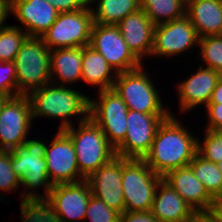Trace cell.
<instances>
[{
  "label": "cell",
  "mask_w": 222,
  "mask_h": 222,
  "mask_svg": "<svg viewBox=\"0 0 222 222\" xmlns=\"http://www.w3.org/2000/svg\"><path fill=\"white\" fill-rule=\"evenodd\" d=\"M46 148L47 141L39 136L29 138L24 144L10 150L13 171L21 179L22 188L24 187L19 195L21 222H27L53 187L47 174ZM40 188L44 189V194H40Z\"/></svg>",
  "instance_id": "6da1fadb"
},
{
  "label": "cell",
  "mask_w": 222,
  "mask_h": 222,
  "mask_svg": "<svg viewBox=\"0 0 222 222\" xmlns=\"http://www.w3.org/2000/svg\"><path fill=\"white\" fill-rule=\"evenodd\" d=\"M179 118L172 114L164 119L157 129L149 152L143 158L162 177L171 170L188 166L197 154L198 136H194Z\"/></svg>",
  "instance_id": "7a4b0ae2"
},
{
  "label": "cell",
  "mask_w": 222,
  "mask_h": 222,
  "mask_svg": "<svg viewBox=\"0 0 222 222\" xmlns=\"http://www.w3.org/2000/svg\"><path fill=\"white\" fill-rule=\"evenodd\" d=\"M84 91L49 83L30 92L27 96L31 104L32 120L59 119L61 122L57 130L75 125V119L77 124L84 122L89 118L90 107V96ZM74 116L77 118L74 119Z\"/></svg>",
  "instance_id": "3957f363"
},
{
  "label": "cell",
  "mask_w": 222,
  "mask_h": 222,
  "mask_svg": "<svg viewBox=\"0 0 222 222\" xmlns=\"http://www.w3.org/2000/svg\"><path fill=\"white\" fill-rule=\"evenodd\" d=\"M91 195L86 179L55 184L27 222H84Z\"/></svg>",
  "instance_id": "277c9868"
},
{
  "label": "cell",
  "mask_w": 222,
  "mask_h": 222,
  "mask_svg": "<svg viewBox=\"0 0 222 222\" xmlns=\"http://www.w3.org/2000/svg\"><path fill=\"white\" fill-rule=\"evenodd\" d=\"M143 64L135 70L117 73L113 90L122 98L128 109L142 113H170L163 102L162 94L156 87L158 84Z\"/></svg>",
  "instance_id": "5b68a950"
},
{
  "label": "cell",
  "mask_w": 222,
  "mask_h": 222,
  "mask_svg": "<svg viewBox=\"0 0 222 222\" xmlns=\"http://www.w3.org/2000/svg\"><path fill=\"white\" fill-rule=\"evenodd\" d=\"M71 138L80 174L87 179L116 156L102 129L89 117L64 130Z\"/></svg>",
  "instance_id": "8992f818"
},
{
  "label": "cell",
  "mask_w": 222,
  "mask_h": 222,
  "mask_svg": "<svg viewBox=\"0 0 222 222\" xmlns=\"http://www.w3.org/2000/svg\"><path fill=\"white\" fill-rule=\"evenodd\" d=\"M50 52L42 37L28 36L15 56L18 95L30 92L51 83Z\"/></svg>",
  "instance_id": "52a82bcc"
},
{
  "label": "cell",
  "mask_w": 222,
  "mask_h": 222,
  "mask_svg": "<svg viewBox=\"0 0 222 222\" xmlns=\"http://www.w3.org/2000/svg\"><path fill=\"white\" fill-rule=\"evenodd\" d=\"M163 177L156 174L143 159H127L122 164L124 211H148Z\"/></svg>",
  "instance_id": "ba28073f"
},
{
  "label": "cell",
  "mask_w": 222,
  "mask_h": 222,
  "mask_svg": "<svg viewBox=\"0 0 222 222\" xmlns=\"http://www.w3.org/2000/svg\"><path fill=\"white\" fill-rule=\"evenodd\" d=\"M97 92V99L90 97L89 117L102 129L109 144L116 150L127 133L128 107L112 88Z\"/></svg>",
  "instance_id": "9c48e42d"
},
{
  "label": "cell",
  "mask_w": 222,
  "mask_h": 222,
  "mask_svg": "<svg viewBox=\"0 0 222 222\" xmlns=\"http://www.w3.org/2000/svg\"><path fill=\"white\" fill-rule=\"evenodd\" d=\"M94 24L89 4L73 12L59 13L56 21L41 36L50 49L84 47L90 44Z\"/></svg>",
  "instance_id": "30bf717a"
},
{
  "label": "cell",
  "mask_w": 222,
  "mask_h": 222,
  "mask_svg": "<svg viewBox=\"0 0 222 222\" xmlns=\"http://www.w3.org/2000/svg\"><path fill=\"white\" fill-rule=\"evenodd\" d=\"M199 36L193 27L188 16L174 19L170 22L155 25L153 48L150 59L174 58L180 55H188V51L192 52L198 48ZM196 47V48H195Z\"/></svg>",
  "instance_id": "8fae6325"
},
{
  "label": "cell",
  "mask_w": 222,
  "mask_h": 222,
  "mask_svg": "<svg viewBox=\"0 0 222 222\" xmlns=\"http://www.w3.org/2000/svg\"><path fill=\"white\" fill-rule=\"evenodd\" d=\"M170 113H142L128 109L127 133L115 150L117 156L143 159L149 152L160 124Z\"/></svg>",
  "instance_id": "7c38bea8"
},
{
  "label": "cell",
  "mask_w": 222,
  "mask_h": 222,
  "mask_svg": "<svg viewBox=\"0 0 222 222\" xmlns=\"http://www.w3.org/2000/svg\"><path fill=\"white\" fill-rule=\"evenodd\" d=\"M89 46L100 53L116 73L135 70L143 65L128 48L117 25L94 23Z\"/></svg>",
  "instance_id": "4fadbf2b"
},
{
  "label": "cell",
  "mask_w": 222,
  "mask_h": 222,
  "mask_svg": "<svg viewBox=\"0 0 222 222\" xmlns=\"http://www.w3.org/2000/svg\"><path fill=\"white\" fill-rule=\"evenodd\" d=\"M33 124L28 96L10 97L0 114V150L10 151L15 146L24 144Z\"/></svg>",
  "instance_id": "5bb4252c"
},
{
  "label": "cell",
  "mask_w": 222,
  "mask_h": 222,
  "mask_svg": "<svg viewBox=\"0 0 222 222\" xmlns=\"http://www.w3.org/2000/svg\"><path fill=\"white\" fill-rule=\"evenodd\" d=\"M45 160L47 174L52 185L85 180L77 165L72 140L64 130H57L52 140H47Z\"/></svg>",
  "instance_id": "9a60e30c"
},
{
  "label": "cell",
  "mask_w": 222,
  "mask_h": 222,
  "mask_svg": "<svg viewBox=\"0 0 222 222\" xmlns=\"http://www.w3.org/2000/svg\"><path fill=\"white\" fill-rule=\"evenodd\" d=\"M186 79L179 81L176 84L175 90L177 100L179 103L178 110L180 114H187L188 112L195 111L196 107L204 108L209 104L213 90L215 89L216 83L222 74L219 71L213 70L201 66L198 63V68L188 75Z\"/></svg>",
  "instance_id": "2e32d148"
},
{
  "label": "cell",
  "mask_w": 222,
  "mask_h": 222,
  "mask_svg": "<svg viewBox=\"0 0 222 222\" xmlns=\"http://www.w3.org/2000/svg\"><path fill=\"white\" fill-rule=\"evenodd\" d=\"M127 159L116 155L86 179L90 185L92 195L101 199L107 206L120 214L124 212L125 207L122 188V164Z\"/></svg>",
  "instance_id": "e0dca14e"
},
{
  "label": "cell",
  "mask_w": 222,
  "mask_h": 222,
  "mask_svg": "<svg viewBox=\"0 0 222 222\" xmlns=\"http://www.w3.org/2000/svg\"><path fill=\"white\" fill-rule=\"evenodd\" d=\"M10 15L28 36L41 37L56 21L59 12L45 0H10Z\"/></svg>",
  "instance_id": "ac0fdd59"
},
{
  "label": "cell",
  "mask_w": 222,
  "mask_h": 222,
  "mask_svg": "<svg viewBox=\"0 0 222 222\" xmlns=\"http://www.w3.org/2000/svg\"><path fill=\"white\" fill-rule=\"evenodd\" d=\"M117 26L128 48L144 64L145 58L151 56L155 24L140 8L127 15Z\"/></svg>",
  "instance_id": "d6986e66"
},
{
  "label": "cell",
  "mask_w": 222,
  "mask_h": 222,
  "mask_svg": "<svg viewBox=\"0 0 222 222\" xmlns=\"http://www.w3.org/2000/svg\"><path fill=\"white\" fill-rule=\"evenodd\" d=\"M163 180L168 183L194 211H209L214 199L202 182L194 175L191 167L185 166L169 171Z\"/></svg>",
  "instance_id": "ffe728a7"
},
{
  "label": "cell",
  "mask_w": 222,
  "mask_h": 222,
  "mask_svg": "<svg viewBox=\"0 0 222 222\" xmlns=\"http://www.w3.org/2000/svg\"><path fill=\"white\" fill-rule=\"evenodd\" d=\"M82 59L83 47L51 50L49 62L51 83L75 87L81 82Z\"/></svg>",
  "instance_id": "44dd1931"
},
{
  "label": "cell",
  "mask_w": 222,
  "mask_h": 222,
  "mask_svg": "<svg viewBox=\"0 0 222 222\" xmlns=\"http://www.w3.org/2000/svg\"><path fill=\"white\" fill-rule=\"evenodd\" d=\"M151 212L160 222H182L195 211L164 180L157 187Z\"/></svg>",
  "instance_id": "7402d4cb"
},
{
  "label": "cell",
  "mask_w": 222,
  "mask_h": 222,
  "mask_svg": "<svg viewBox=\"0 0 222 222\" xmlns=\"http://www.w3.org/2000/svg\"><path fill=\"white\" fill-rule=\"evenodd\" d=\"M186 15L199 38L222 35V0H198L186 6Z\"/></svg>",
  "instance_id": "603a6c76"
},
{
  "label": "cell",
  "mask_w": 222,
  "mask_h": 222,
  "mask_svg": "<svg viewBox=\"0 0 222 222\" xmlns=\"http://www.w3.org/2000/svg\"><path fill=\"white\" fill-rule=\"evenodd\" d=\"M117 73L91 46L83 47L81 81L97 91L113 88ZM97 86V87H96Z\"/></svg>",
  "instance_id": "cb8c5ba5"
},
{
  "label": "cell",
  "mask_w": 222,
  "mask_h": 222,
  "mask_svg": "<svg viewBox=\"0 0 222 222\" xmlns=\"http://www.w3.org/2000/svg\"><path fill=\"white\" fill-rule=\"evenodd\" d=\"M94 23L118 25L127 15L141 8L140 0H90Z\"/></svg>",
  "instance_id": "d4e9b609"
},
{
  "label": "cell",
  "mask_w": 222,
  "mask_h": 222,
  "mask_svg": "<svg viewBox=\"0 0 222 222\" xmlns=\"http://www.w3.org/2000/svg\"><path fill=\"white\" fill-rule=\"evenodd\" d=\"M189 166L213 199L222 198V173L216 163L204 159L197 153Z\"/></svg>",
  "instance_id": "484cf974"
},
{
  "label": "cell",
  "mask_w": 222,
  "mask_h": 222,
  "mask_svg": "<svg viewBox=\"0 0 222 222\" xmlns=\"http://www.w3.org/2000/svg\"><path fill=\"white\" fill-rule=\"evenodd\" d=\"M141 9L155 24L173 21L186 14V5L182 0H140Z\"/></svg>",
  "instance_id": "4316f807"
},
{
  "label": "cell",
  "mask_w": 222,
  "mask_h": 222,
  "mask_svg": "<svg viewBox=\"0 0 222 222\" xmlns=\"http://www.w3.org/2000/svg\"><path fill=\"white\" fill-rule=\"evenodd\" d=\"M28 34L19 26L6 25L0 29V61L13 62Z\"/></svg>",
  "instance_id": "83f0119b"
},
{
  "label": "cell",
  "mask_w": 222,
  "mask_h": 222,
  "mask_svg": "<svg viewBox=\"0 0 222 222\" xmlns=\"http://www.w3.org/2000/svg\"><path fill=\"white\" fill-rule=\"evenodd\" d=\"M197 58L201 66L219 71L222 74V35L199 38Z\"/></svg>",
  "instance_id": "f1b7e54d"
},
{
  "label": "cell",
  "mask_w": 222,
  "mask_h": 222,
  "mask_svg": "<svg viewBox=\"0 0 222 222\" xmlns=\"http://www.w3.org/2000/svg\"><path fill=\"white\" fill-rule=\"evenodd\" d=\"M203 139L198 138L197 153L204 159L218 163L222 160V130L204 129Z\"/></svg>",
  "instance_id": "f546056e"
},
{
  "label": "cell",
  "mask_w": 222,
  "mask_h": 222,
  "mask_svg": "<svg viewBox=\"0 0 222 222\" xmlns=\"http://www.w3.org/2000/svg\"><path fill=\"white\" fill-rule=\"evenodd\" d=\"M20 187L21 179L13 171L10 151L0 150V196L5 198V193H15Z\"/></svg>",
  "instance_id": "4dcf8cb0"
},
{
  "label": "cell",
  "mask_w": 222,
  "mask_h": 222,
  "mask_svg": "<svg viewBox=\"0 0 222 222\" xmlns=\"http://www.w3.org/2000/svg\"><path fill=\"white\" fill-rule=\"evenodd\" d=\"M120 213L107 206L101 199L91 195L86 210L85 221L120 222Z\"/></svg>",
  "instance_id": "1f68e13d"
},
{
  "label": "cell",
  "mask_w": 222,
  "mask_h": 222,
  "mask_svg": "<svg viewBox=\"0 0 222 222\" xmlns=\"http://www.w3.org/2000/svg\"><path fill=\"white\" fill-rule=\"evenodd\" d=\"M0 94L18 96L16 68L14 62L0 61Z\"/></svg>",
  "instance_id": "d6a6232c"
},
{
  "label": "cell",
  "mask_w": 222,
  "mask_h": 222,
  "mask_svg": "<svg viewBox=\"0 0 222 222\" xmlns=\"http://www.w3.org/2000/svg\"><path fill=\"white\" fill-rule=\"evenodd\" d=\"M205 110V111H204ZM203 111L207 120V130H222V104H208Z\"/></svg>",
  "instance_id": "836d02e7"
},
{
  "label": "cell",
  "mask_w": 222,
  "mask_h": 222,
  "mask_svg": "<svg viewBox=\"0 0 222 222\" xmlns=\"http://www.w3.org/2000/svg\"><path fill=\"white\" fill-rule=\"evenodd\" d=\"M120 222H160L158 218L148 211H124L120 215Z\"/></svg>",
  "instance_id": "e575fe53"
},
{
  "label": "cell",
  "mask_w": 222,
  "mask_h": 222,
  "mask_svg": "<svg viewBox=\"0 0 222 222\" xmlns=\"http://www.w3.org/2000/svg\"><path fill=\"white\" fill-rule=\"evenodd\" d=\"M53 5L59 12H73L81 10L88 5V0H45Z\"/></svg>",
  "instance_id": "d590c367"
},
{
  "label": "cell",
  "mask_w": 222,
  "mask_h": 222,
  "mask_svg": "<svg viewBox=\"0 0 222 222\" xmlns=\"http://www.w3.org/2000/svg\"><path fill=\"white\" fill-rule=\"evenodd\" d=\"M182 222H213V219L209 211H195Z\"/></svg>",
  "instance_id": "8d00e7d4"
},
{
  "label": "cell",
  "mask_w": 222,
  "mask_h": 222,
  "mask_svg": "<svg viewBox=\"0 0 222 222\" xmlns=\"http://www.w3.org/2000/svg\"><path fill=\"white\" fill-rule=\"evenodd\" d=\"M209 212L213 222H222V198L214 199Z\"/></svg>",
  "instance_id": "74e56055"
},
{
  "label": "cell",
  "mask_w": 222,
  "mask_h": 222,
  "mask_svg": "<svg viewBox=\"0 0 222 222\" xmlns=\"http://www.w3.org/2000/svg\"><path fill=\"white\" fill-rule=\"evenodd\" d=\"M10 16V0H0V29L7 25Z\"/></svg>",
  "instance_id": "f35d334b"
},
{
  "label": "cell",
  "mask_w": 222,
  "mask_h": 222,
  "mask_svg": "<svg viewBox=\"0 0 222 222\" xmlns=\"http://www.w3.org/2000/svg\"><path fill=\"white\" fill-rule=\"evenodd\" d=\"M222 104V76L216 83L209 104Z\"/></svg>",
  "instance_id": "ab89813d"
},
{
  "label": "cell",
  "mask_w": 222,
  "mask_h": 222,
  "mask_svg": "<svg viewBox=\"0 0 222 222\" xmlns=\"http://www.w3.org/2000/svg\"><path fill=\"white\" fill-rule=\"evenodd\" d=\"M10 97L4 95V94H0V114L2 111V108L4 106V103L9 99Z\"/></svg>",
  "instance_id": "60d3db41"
},
{
  "label": "cell",
  "mask_w": 222,
  "mask_h": 222,
  "mask_svg": "<svg viewBox=\"0 0 222 222\" xmlns=\"http://www.w3.org/2000/svg\"><path fill=\"white\" fill-rule=\"evenodd\" d=\"M182 1H183V3L187 6V5H189L190 3L195 2V1H198V0H182Z\"/></svg>",
  "instance_id": "b9f144b4"
},
{
  "label": "cell",
  "mask_w": 222,
  "mask_h": 222,
  "mask_svg": "<svg viewBox=\"0 0 222 222\" xmlns=\"http://www.w3.org/2000/svg\"><path fill=\"white\" fill-rule=\"evenodd\" d=\"M218 168L220 169L221 173H222V160H220L218 163H216Z\"/></svg>",
  "instance_id": "7bdbcfd3"
},
{
  "label": "cell",
  "mask_w": 222,
  "mask_h": 222,
  "mask_svg": "<svg viewBox=\"0 0 222 222\" xmlns=\"http://www.w3.org/2000/svg\"><path fill=\"white\" fill-rule=\"evenodd\" d=\"M5 200H6V198L4 199V197L0 196V202L4 203V202H6Z\"/></svg>",
  "instance_id": "ee69618b"
}]
</instances>
